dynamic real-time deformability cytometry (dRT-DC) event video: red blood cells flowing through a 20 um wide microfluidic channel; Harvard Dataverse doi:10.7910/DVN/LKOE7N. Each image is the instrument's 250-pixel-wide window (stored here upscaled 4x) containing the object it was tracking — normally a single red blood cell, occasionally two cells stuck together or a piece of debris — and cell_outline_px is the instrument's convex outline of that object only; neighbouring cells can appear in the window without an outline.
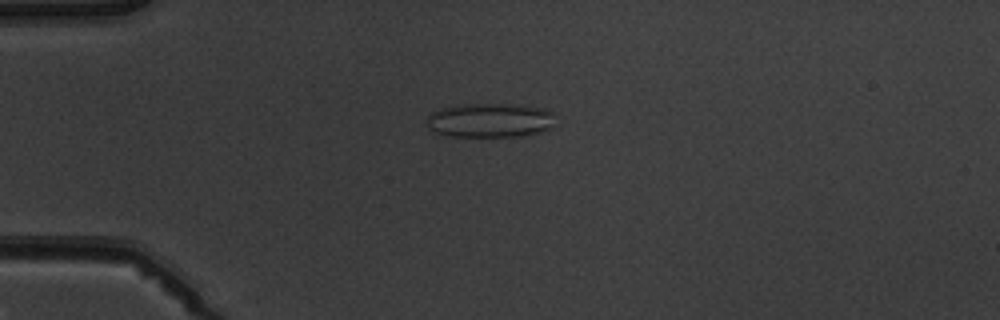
{"species": "common noctule bat (a hibernating species)", "species_latin": "Nyctalus noctula", "temperature_condition": "warm", "stored_images_in_passage": 5, "camera_frame_rate_fps": 3000, "um_per_image_px": 0.085, "animal": {"sex": "male", "body_mass_g": 19.5, "forearm_length_mm": 54.6}, "frame": {"image": 1, "passage_image": 4, "time_ms": 3.667, "image_size_px": [1000, 320], "cell_outline_px": [[556, 128], [516, 136], [448, 136], [436, 132], [428, 128], [428, 116], [432, 112], [440, 108], [456, 104], [512, 104], [544, 108], [552, 112]], "centroid_in_image_um": [41.66, 10.21], "position_along_channel_um": 43.3, "area_um2": 25.78}}